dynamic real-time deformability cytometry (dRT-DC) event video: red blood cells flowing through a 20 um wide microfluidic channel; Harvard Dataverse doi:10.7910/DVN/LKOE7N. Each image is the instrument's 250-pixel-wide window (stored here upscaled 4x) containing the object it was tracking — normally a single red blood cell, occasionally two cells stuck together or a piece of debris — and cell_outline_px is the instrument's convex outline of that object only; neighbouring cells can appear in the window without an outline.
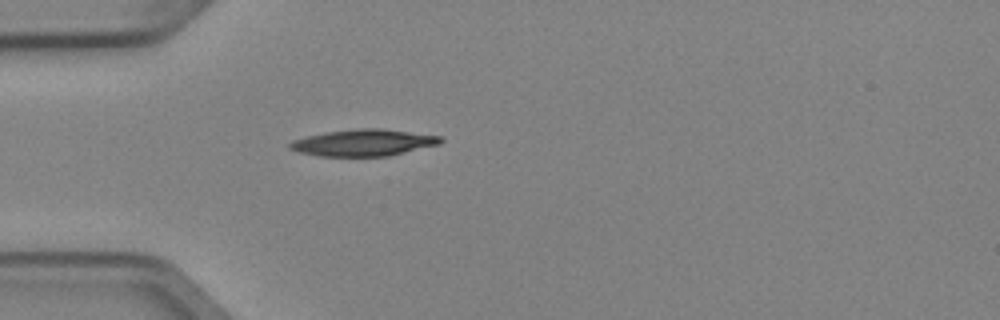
{"species": "Egyptian fruit bat (a non-hibernating species)", "species_latin": "Rousettus aegyptiacus", "temperature_condition": "cold", "stored_images_in_passage": 1, "camera_frame_rate_fps": 3000, "um_per_image_px": 0.085, "animal": {"sex": "female"}, "frame": {"image": 1, "passage_image": 1, "time_ms": 0.0, "image_size_px": [1000, 320], "cell_outline_px": [[444, 140], [440, 144], [388, 156], [320, 156], [300, 152], [288, 148], [288, 144], [292, 140], [308, 136], [328, 132], [360, 128], [380, 128], [440, 136]], "centroid_in_image_um": [30.9, 12.13], "position_along_channel_um": 54.1, "area_um2": 23.18}}